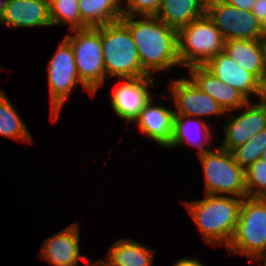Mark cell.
I'll use <instances>...</instances> for the list:
<instances>
[{
	"instance_id": "cell-1",
	"label": "cell",
	"mask_w": 266,
	"mask_h": 266,
	"mask_svg": "<svg viewBox=\"0 0 266 266\" xmlns=\"http://www.w3.org/2000/svg\"><path fill=\"white\" fill-rule=\"evenodd\" d=\"M140 17L123 15L120 20L131 32L142 69L151 76L152 72L180 65L177 30L156 16Z\"/></svg>"
},
{
	"instance_id": "cell-2",
	"label": "cell",
	"mask_w": 266,
	"mask_h": 266,
	"mask_svg": "<svg viewBox=\"0 0 266 266\" xmlns=\"http://www.w3.org/2000/svg\"><path fill=\"white\" fill-rule=\"evenodd\" d=\"M243 198L236 196L208 195L202 200L186 203V208L210 244L230 243L239 219Z\"/></svg>"
},
{
	"instance_id": "cell-3",
	"label": "cell",
	"mask_w": 266,
	"mask_h": 266,
	"mask_svg": "<svg viewBox=\"0 0 266 266\" xmlns=\"http://www.w3.org/2000/svg\"><path fill=\"white\" fill-rule=\"evenodd\" d=\"M101 33L106 78H137L149 76L143 69L138 51L129 31L121 21L96 27Z\"/></svg>"
},
{
	"instance_id": "cell-4",
	"label": "cell",
	"mask_w": 266,
	"mask_h": 266,
	"mask_svg": "<svg viewBox=\"0 0 266 266\" xmlns=\"http://www.w3.org/2000/svg\"><path fill=\"white\" fill-rule=\"evenodd\" d=\"M178 57L185 67L204 66L223 51L225 41L205 14L177 31Z\"/></svg>"
},
{
	"instance_id": "cell-5",
	"label": "cell",
	"mask_w": 266,
	"mask_h": 266,
	"mask_svg": "<svg viewBox=\"0 0 266 266\" xmlns=\"http://www.w3.org/2000/svg\"><path fill=\"white\" fill-rule=\"evenodd\" d=\"M198 156L205 177V194L247 197L245 170L232 152L215 147Z\"/></svg>"
},
{
	"instance_id": "cell-6",
	"label": "cell",
	"mask_w": 266,
	"mask_h": 266,
	"mask_svg": "<svg viewBox=\"0 0 266 266\" xmlns=\"http://www.w3.org/2000/svg\"><path fill=\"white\" fill-rule=\"evenodd\" d=\"M229 253L253 259L266 251V198L244 197Z\"/></svg>"
},
{
	"instance_id": "cell-7",
	"label": "cell",
	"mask_w": 266,
	"mask_h": 266,
	"mask_svg": "<svg viewBox=\"0 0 266 266\" xmlns=\"http://www.w3.org/2000/svg\"><path fill=\"white\" fill-rule=\"evenodd\" d=\"M71 33L65 39L74 51L78 77L95 94L106 79L101 33L96 27L71 30Z\"/></svg>"
},
{
	"instance_id": "cell-8",
	"label": "cell",
	"mask_w": 266,
	"mask_h": 266,
	"mask_svg": "<svg viewBox=\"0 0 266 266\" xmlns=\"http://www.w3.org/2000/svg\"><path fill=\"white\" fill-rule=\"evenodd\" d=\"M205 14L215 24L225 42L264 37L265 27L252 11L238 9L224 0H207Z\"/></svg>"
},
{
	"instance_id": "cell-9",
	"label": "cell",
	"mask_w": 266,
	"mask_h": 266,
	"mask_svg": "<svg viewBox=\"0 0 266 266\" xmlns=\"http://www.w3.org/2000/svg\"><path fill=\"white\" fill-rule=\"evenodd\" d=\"M49 93L51 104V118L53 121L58 118V114L64 102L69 98V94L77 84H82L83 88L93 93L80 81L76 69L74 51L71 44L64 38L48 65Z\"/></svg>"
},
{
	"instance_id": "cell-10",
	"label": "cell",
	"mask_w": 266,
	"mask_h": 266,
	"mask_svg": "<svg viewBox=\"0 0 266 266\" xmlns=\"http://www.w3.org/2000/svg\"><path fill=\"white\" fill-rule=\"evenodd\" d=\"M169 86L177 110L174 115L199 118L226 113L216 100L202 92L189 78L172 80Z\"/></svg>"
},
{
	"instance_id": "cell-11",
	"label": "cell",
	"mask_w": 266,
	"mask_h": 266,
	"mask_svg": "<svg viewBox=\"0 0 266 266\" xmlns=\"http://www.w3.org/2000/svg\"><path fill=\"white\" fill-rule=\"evenodd\" d=\"M151 76L124 78L111 95V106L119 118L135 121L152 95L148 87L154 85Z\"/></svg>"
},
{
	"instance_id": "cell-12",
	"label": "cell",
	"mask_w": 266,
	"mask_h": 266,
	"mask_svg": "<svg viewBox=\"0 0 266 266\" xmlns=\"http://www.w3.org/2000/svg\"><path fill=\"white\" fill-rule=\"evenodd\" d=\"M250 102L244 105L247 108L243 113L238 117L233 116L227 121L228 124H224L225 139L220 148L232 152L266 128V104L261 101L258 104Z\"/></svg>"
},
{
	"instance_id": "cell-13",
	"label": "cell",
	"mask_w": 266,
	"mask_h": 266,
	"mask_svg": "<svg viewBox=\"0 0 266 266\" xmlns=\"http://www.w3.org/2000/svg\"><path fill=\"white\" fill-rule=\"evenodd\" d=\"M79 224L74 222L44 240L40 257L53 266H77L80 255Z\"/></svg>"
},
{
	"instance_id": "cell-14",
	"label": "cell",
	"mask_w": 266,
	"mask_h": 266,
	"mask_svg": "<svg viewBox=\"0 0 266 266\" xmlns=\"http://www.w3.org/2000/svg\"><path fill=\"white\" fill-rule=\"evenodd\" d=\"M204 67L223 83L238 89L249 100V94L259 96L260 81L239 66L224 50L210 59Z\"/></svg>"
},
{
	"instance_id": "cell-15",
	"label": "cell",
	"mask_w": 266,
	"mask_h": 266,
	"mask_svg": "<svg viewBox=\"0 0 266 266\" xmlns=\"http://www.w3.org/2000/svg\"><path fill=\"white\" fill-rule=\"evenodd\" d=\"M189 77L204 93L216 100L225 112L244 108L249 99L238 89L223 83L204 66H191Z\"/></svg>"
},
{
	"instance_id": "cell-16",
	"label": "cell",
	"mask_w": 266,
	"mask_h": 266,
	"mask_svg": "<svg viewBox=\"0 0 266 266\" xmlns=\"http://www.w3.org/2000/svg\"><path fill=\"white\" fill-rule=\"evenodd\" d=\"M0 23L9 28L52 26L49 0H7Z\"/></svg>"
},
{
	"instance_id": "cell-17",
	"label": "cell",
	"mask_w": 266,
	"mask_h": 266,
	"mask_svg": "<svg viewBox=\"0 0 266 266\" xmlns=\"http://www.w3.org/2000/svg\"><path fill=\"white\" fill-rule=\"evenodd\" d=\"M153 97L145 104L139 117L134 121L143 134L157 144L167 147L173 134V119L175 111L167 107L153 105Z\"/></svg>"
},
{
	"instance_id": "cell-18",
	"label": "cell",
	"mask_w": 266,
	"mask_h": 266,
	"mask_svg": "<svg viewBox=\"0 0 266 266\" xmlns=\"http://www.w3.org/2000/svg\"><path fill=\"white\" fill-rule=\"evenodd\" d=\"M193 130L195 132H193ZM210 130L211 129L209 125L204 120H202V117L200 119L197 117L192 118V116L187 115H174L173 134L171 141L166 148H175L177 146H181V144H183L184 142H187V144L191 146L198 147L197 155L209 152L212 150V148L210 147L211 144L208 145L209 140H211L212 136V132ZM200 134L201 139H199ZM205 146L208 147L209 150H206L204 148Z\"/></svg>"
},
{
	"instance_id": "cell-19",
	"label": "cell",
	"mask_w": 266,
	"mask_h": 266,
	"mask_svg": "<svg viewBox=\"0 0 266 266\" xmlns=\"http://www.w3.org/2000/svg\"><path fill=\"white\" fill-rule=\"evenodd\" d=\"M207 0H161L157 18L177 31L205 15Z\"/></svg>"
},
{
	"instance_id": "cell-20",
	"label": "cell",
	"mask_w": 266,
	"mask_h": 266,
	"mask_svg": "<svg viewBox=\"0 0 266 266\" xmlns=\"http://www.w3.org/2000/svg\"><path fill=\"white\" fill-rule=\"evenodd\" d=\"M239 66L252 73L259 81L264 74L261 39L228 40L223 49Z\"/></svg>"
},
{
	"instance_id": "cell-21",
	"label": "cell",
	"mask_w": 266,
	"mask_h": 266,
	"mask_svg": "<svg viewBox=\"0 0 266 266\" xmlns=\"http://www.w3.org/2000/svg\"><path fill=\"white\" fill-rule=\"evenodd\" d=\"M155 251L132 239H118L108 251L109 266H153Z\"/></svg>"
},
{
	"instance_id": "cell-22",
	"label": "cell",
	"mask_w": 266,
	"mask_h": 266,
	"mask_svg": "<svg viewBox=\"0 0 266 266\" xmlns=\"http://www.w3.org/2000/svg\"><path fill=\"white\" fill-rule=\"evenodd\" d=\"M122 0H79L81 20L88 27H97L119 21Z\"/></svg>"
},
{
	"instance_id": "cell-23",
	"label": "cell",
	"mask_w": 266,
	"mask_h": 266,
	"mask_svg": "<svg viewBox=\"0 0 266 266\" xmlns=\"http://www.w3.org/2000/svg\"><path fill=\"white\" fill-rule=\"evenodd\" d=\"M0 135L11 137L20 142L32 141L26 124L9 101L3 90L0 89Z\"/></svg>"
},
{
	"instance_id": "cell-24",
	"label": "cell",
	"mask_w": 266,
	"mask_h": 266,
	"mask_svg": "<svg viewBox=\"0 0 266 266\" xmlns=\"http://www.w3.org/2000/svg\"><path fill=\"white\" fill-rule=\"evenodd\" d=\"M50 19L54 25H70V30L88 26L81 20L79 0H49Z\"/></svg>"
},
{
	"instance_id": "cell-25",
	"label": "cell",
	"mask_w": 266,
	"mask_h": 266,
	"mask_svg": "<svg viewBox=\"0 0 266 266\" xmlns=\"http://www.w3.org/2000/svg\"><path fill=\"white\" fill-rule=\"evenodd\" d=\"M266 149V128L258 132L243 145L235 148L232 154L236 162L245 170L259 160Z\"/></svg>"
},
{
	"instance_id": "cell-26",
	"label": "cell",
	"mask_w": 266,
	"mask_h": 266,
	"mask_svg": "<svg viewBox=\"0 0 266 266\" xmlns=\"http://www.w3.org/2000/svg\"><path fill=\"white\" fill-rule=\"evenodd\" d=\"M247 197L266 198V160H257L245 169Z\"/></svg>"
},
{
	"instance_id": "cell-27",
	"label": "cell",
	"mask_w": 266,
	"mask_h": 266,
	"mask_svg": "<svg viewBox=\"0 0 266 266\" xmlns=\"http://www.w3.org/2000/svg\"><path fill=\"white\" fill-rule=\"evenodd\" d=\"M127 6L122 8L126 16H155L159 11L161 0H126Z\"/></svg>"
},
{
	"instance_id": "cell-28",
	"label": "cell",
	"mask_w": 266,
	"mask_h": 266,
	"mask_svg": "<svg viewBox=\"0 0 266 266\" xmlns=\"http://www.w3.org/2000/svg\"><path fill=\"white\" fill-rule=\"evenodd\" d=\"M252 13L266 26V0H256L252 7Z\"/></svg>"
},
{
	"instance_id": "cell-29",
	"label": "cell",
	"mask_w": 266,
	"mask_h": 266,
	"mask_svg": "<svg viewBox=\"0 0 266 266\" xmlns=\"http://www.w3.org/2000/svg\"><path fill=\"white\" fill-rule=\"evenodd\" d=\"M231 6H234L238 9L244 11H252V7L255 4L256 0H224Z\"/></svg>"
},
{
	"instance_id": "cell-30",
	"label": "cell",
	"mask_w": 266,
	"mask_h": 266,
	"mask_svg": "<svg viewBox=\"0 0 266 266\" xmlns=\"http://www.w3.org/2000/svg\"><path fill=\"white\" fill-rule=\"evenodd\" d=\"M174 266H203L198 259H190L189 257H185L183 259L178 260V262H176L174 264Z\"/></svg>"
},
{
	"instance_id": "cell-31",
	"label": "cell",
	"mask_w": 266,
	"mask_h": 266,
	"mask_svg": "<svg viewBox=\"0 0 266 266\" xmlns=\"http://www.w3.org/2000/svg\"><path fill=\"white\" fill-rule=\"evenodd\" d=\"M259 97L260 101L266 104V71L264 72L260 81Z\"/></svg>"
},
{
	"instance_id": "cell-32",
	"label": "cell",
	"mask_w": 266,
	"mask_h": 266,
	"mask_svg": "<svg viewBox=\"0 0 266 266\" xmlns=\"http://www.w3.org/2000/svg\"><path fill=\"white\" fill-rule=\"evenodd\" d=\"M87 263H89V265L86 266H109L104 260L102 259H97L96 262H94V260L90 259L87 261Z\"/></svg>"
},
{
	"instance_id": "cell-33",
	"label": "cell",
	"mask_w": 266,
	"mask_h": 266,
	"mask_svg": "<svg viewBox=\"0 0 266 266\" xmlns=\"http://www.w3.org/2000/svg\"><path fill=\"white\" fill-rule=\"evenodd\" d=\"M253 259L259 263H261L262 260H265L263 263L264 265L261 263V266H266V251L261 252L260 254L256 255Z\"/></svg>"
},
{
	"instance_id": "cell-34",
	"label": "cell",
	"mask_w": 266,
	"mask_h": 266,
	"mask_svg": "<svg viewBox=\"0 0 266 266\" xmlns=\"http://www.w3.org/2000/svg\"><path fill=\"white\" fill-rule=\"evenodd\" d=\"M261 45H262V48H263L264 67H265V70H266V37H263L261 39Z\"/></svg>"
},
{
	"instance_id": "cell-35",
	"label": "cell",
	"mask_w": 266,
	"mask_h": 266,
	"mask_svg": "<svg viewBox=\"0 0 266 266\" xmlns=\"http://www.w3.org/2000/svg\"><path fill=\"white\" fill-rule=\"evenodd\" d=\"M7 0L0 1V17L3 15L5 11Z\"/></svg>"
},
{
	"instance_id": "cell-36",
	"label": "cell",
	"mask_w": 266,
	"mask_h": 266,
	"mask_svg": "<svg viewBox=\"0 0 266 266\" xmlns=\"http://www.w3.org/2000/svg\"><path fill=\"white\" fill-rule=\"evenodd\" d=\"M261 160H266V149L264 150V152L262 153V156L260 158Z\"/></svg>"
}]
</instances>
